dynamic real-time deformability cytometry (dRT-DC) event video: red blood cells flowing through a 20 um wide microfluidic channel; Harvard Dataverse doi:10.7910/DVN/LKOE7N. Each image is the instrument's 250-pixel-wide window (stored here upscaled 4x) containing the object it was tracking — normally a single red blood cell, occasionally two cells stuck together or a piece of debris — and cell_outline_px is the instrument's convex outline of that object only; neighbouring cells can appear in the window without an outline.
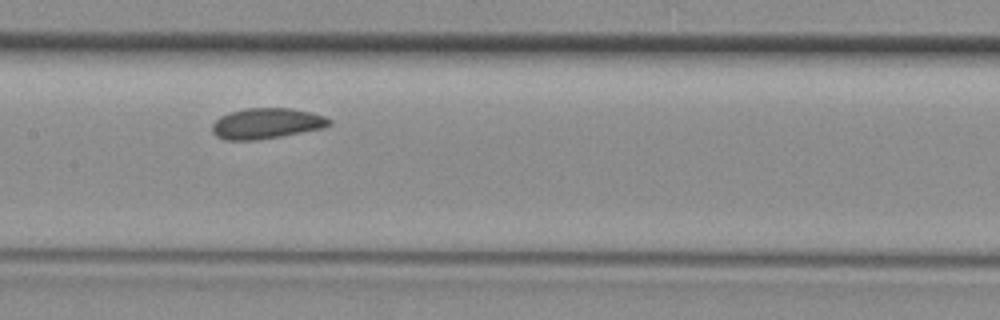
{"species": "common noctule bat (a hibernating species)", "species_latin": "Nyctalus noctula", "temperature_condition": "room temperature", "stored_images_in_passage": 7, "camera_frame_rate_fps": 3000, "um_per_image_px": 0.085, "animal": {"sex": "female", "body_mass_g": 29.2, "forearm_length_mm": 56.3}, "frame": {"image": 1, "passage_image": 7, "time_ms": 2.0, "image_size_px": [1000, 320], "cell_outline_px": [[332, 124], [324, 128], [280, 136], [256, 140], [224, 140], [216, 136], [212, 132], [212, 124], [220, 116], [228, 112], [244, 108], [292, 108], [312, 112], [324, 116], [332, 120]], "centroid_in_image_um": [22.65, 10.48], "position_along_channel_um": 184.7, "area_um2": 21.1}}